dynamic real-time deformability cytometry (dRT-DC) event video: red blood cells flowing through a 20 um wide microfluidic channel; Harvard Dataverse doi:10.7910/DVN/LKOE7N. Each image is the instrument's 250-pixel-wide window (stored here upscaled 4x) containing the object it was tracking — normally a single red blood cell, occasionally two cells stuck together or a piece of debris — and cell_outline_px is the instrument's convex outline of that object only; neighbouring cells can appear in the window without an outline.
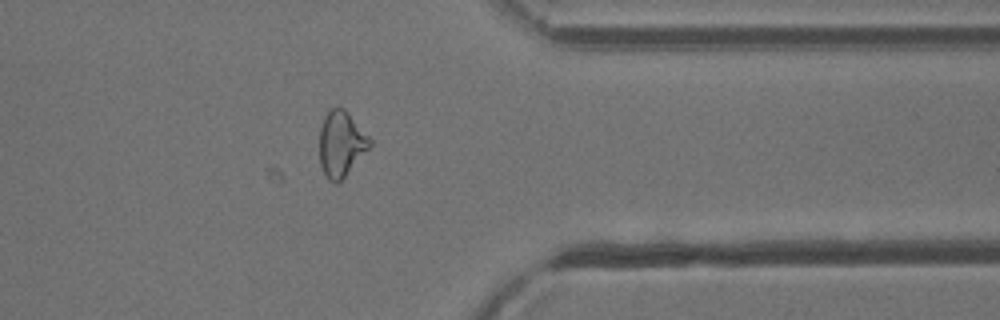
{"species": "common noctule bat (a hibernating species)", "species_latin": "Nyctalus noctula", "temperature_condition": "cold", "stored_images_in_passage": 42, "camera_frame_rate_fps": 3000, "um_per_image_px": 0.085, "animal": {"sex": "male", "body_mass_g": 13.3}, "frame": {"image": 1, "passage_image": 42, "time_ms": 13.667, "image_size_px": [1000, 320], "cell_outline_px": [[372, 144], [344, 176], [336, 184], [328, 180], [320, 164], [320, 128], [324, 116], [332, 108], [344, 108], [348, 112], [372, 140]], "centroid_in_image_um": [28.99, 12.21], "position_along_channel_um": 382.4, "area_um2": 18.84}}